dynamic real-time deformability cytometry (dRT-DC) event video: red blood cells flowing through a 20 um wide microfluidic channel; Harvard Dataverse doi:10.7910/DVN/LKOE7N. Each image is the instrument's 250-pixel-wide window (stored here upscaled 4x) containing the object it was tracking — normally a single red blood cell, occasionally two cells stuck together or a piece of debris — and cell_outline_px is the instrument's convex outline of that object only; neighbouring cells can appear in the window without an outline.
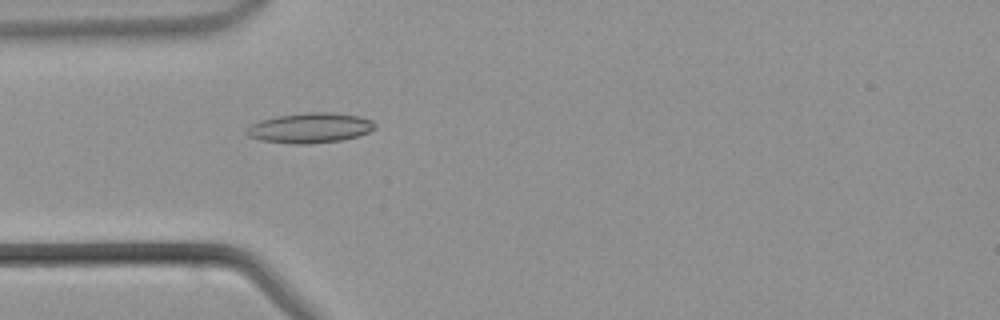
{"species": "common noctule bat (a hibernating species)", "species_latin": "Nyctalus noctula", "temperature_condition": "warm", "stored_images_in_passage": 43, "camera_frame_rate_fps": 3000, "um_per_image_px": 0.085, "animal": {"sex": "male", "body_mass_g": 21.5, "forearm_length_mm": 52.0}, "frame": {"image": 1, "passage_image": 12, "time_ms": 3.667, "image_size_px": [1000, 320], "cell_outline_px": [[376, 128], [368, 132], [356, 136], [340, 140], [312, 144], [292, 144], [260, 140], [248, 136], [244, 132], [252, 124], [260, 120], [276, 116], [308, 112], [332, 112], [360, 116], [372, 120], [376, 124]], "centroid_in_image_um": [26.35, 10.87], "position_along_channel_um": 58.6, "area_um2": 22.6}}
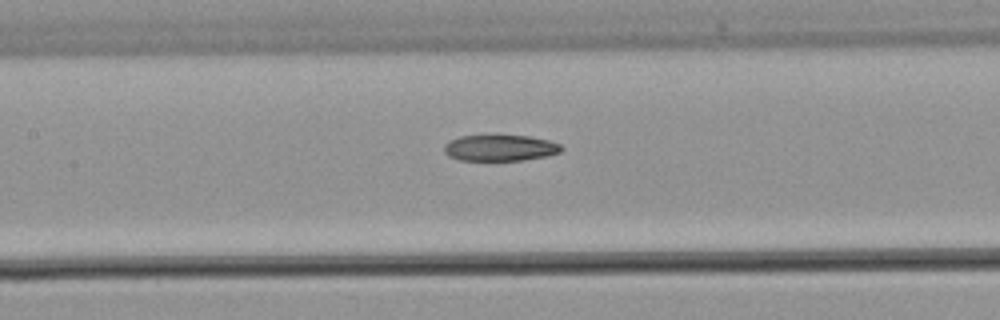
{"frame": {"image": 2, "passage_image": 19, "time_ms": 6.0, "image_size_px": [1000, 320], "cell_outline_px": [[564, 148], [560, 152], [544, 156], [524, 160], [460, 160], [448, 156], [444, 152], [444, 144], [460, 136], [532, 136], [548, 140], [560, 144]], "centroid_in_image_um": [42.51, 12.57], "position_along_channel_um": 164.9, "area_um2": 17.69}}
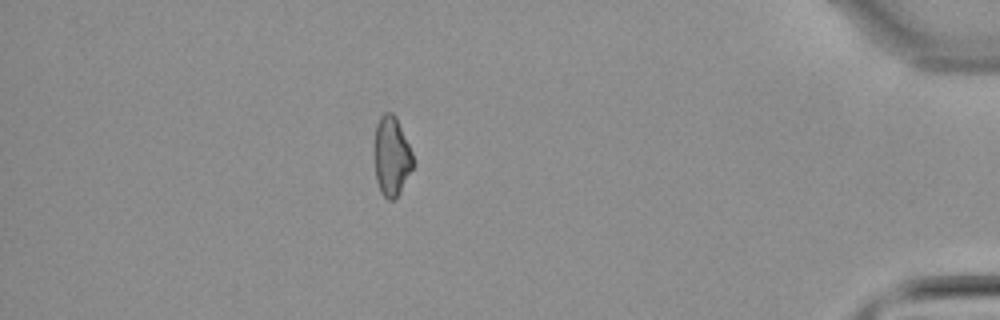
{"frame": {"image": 3, "passage_image": 38, "time_ms": 12.333, "image_size_px": [1000, 320], "cell_outline_px": [[416, 160], [400, 192], [392, 200], [388, 200], [380, 192], [376, 180], [372, 148], [372, 144], [376, 124], [380, 116], [384, 112], [392, 112], [396, 116]], "centroid_in_image_um": [33.25, 13.24], "position_along_channel_um": 402.0, "area_um2": 18.55}}